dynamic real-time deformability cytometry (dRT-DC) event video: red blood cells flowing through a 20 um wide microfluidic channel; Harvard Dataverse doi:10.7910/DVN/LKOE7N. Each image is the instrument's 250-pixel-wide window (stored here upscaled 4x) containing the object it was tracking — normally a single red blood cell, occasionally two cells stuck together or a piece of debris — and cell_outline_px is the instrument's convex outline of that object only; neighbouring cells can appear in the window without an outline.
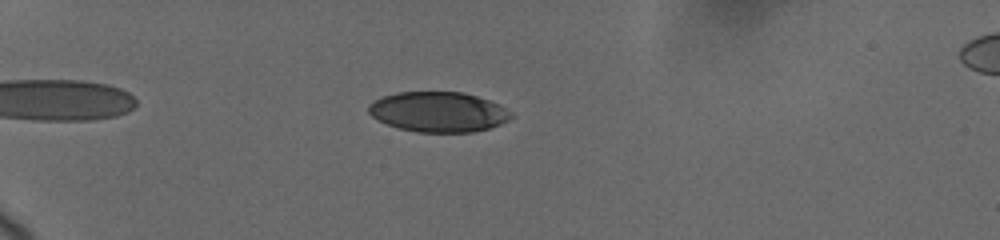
{"species": "human", "species_latin": "Homo sapiens", "temperature_condition": "cold", "stored_images_in_passage": 54, "camera_frame_rate_fps": 3000, "um_per_image_px": 0.085, "donor": {"sex": "female"}, "frame": {"image": 1, "passage_image": 10, "time_ms": 2.667, "image_size_px": [1000, 240], "cell_outline_px": [[512, 116], [508, 120], [500, 124], [488, 128], [472, 132], [416, 132], [400, 128], [388, 124], [372, 116], [368, 112], [368, 104], [372, 100], [380, 96], [396, 92], [464, 92], [500, 104], [512, 112]], "centroid_in_image_um": [37.24, 9.5], "position_along_channel_um": 47.8, "area_um2": 33.41}}
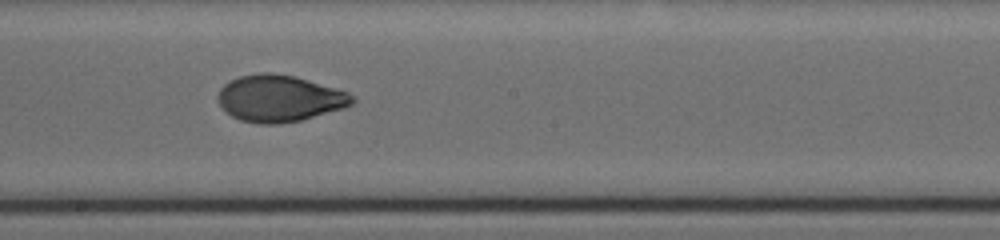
{"frame": {"image": 2, "passage_image": 31, "time_ms": 8.667, "image_size_px": [1000, 240], "cell_outline_px": [[356, 100], [352, 104], [344, 108], [300, 120], [276, 124], [260, 124], [240, 120], [232, 116], [220, 104], [220, 88], [224, 84], [240, 76], [260, 72], [272, 72], [296, 76], [348, 92]], "centroid_in_image_um": [23.78, 8.35], "position_along_channel_um": 224.4, "area_um2": 36.18}}
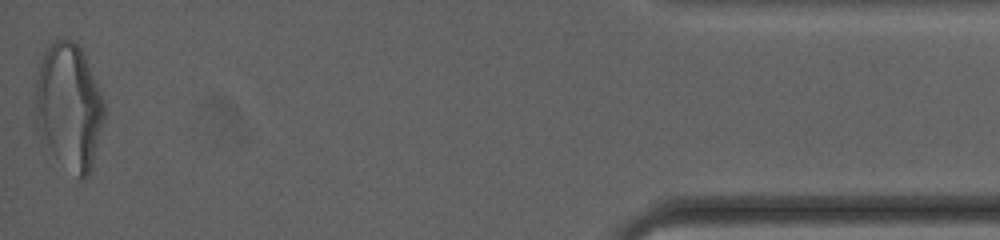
{"frame": {"image": 3, "passage_image": 54, "time_ms": 16.0, "image_size_px": [1000, 240], "cell_outline_px": [[104, 120], [92, 168], [88, 176], [84, 180], [80, 180], [40, 140], [36, 132], [36, 80], [44, 48], [56, 36], [72, 40], [84, 52], [104, 100]], "centroid_in_image_um": [5.86, 9.02], "position_along_channel_um": 429.3, "area_um2": 51.27}, "authors_computed_cell_mechanics": {"area_um2": 35.9516, "velocity_mm_per_s": 3.704, "shape_relaxation_time_tau1_ms": 3.168, "shape_relaxation_time_tau2_ms": 1.6565, "deformation_change_tau1": 0.1629, "deformation_change_tau2": 0.0512}}